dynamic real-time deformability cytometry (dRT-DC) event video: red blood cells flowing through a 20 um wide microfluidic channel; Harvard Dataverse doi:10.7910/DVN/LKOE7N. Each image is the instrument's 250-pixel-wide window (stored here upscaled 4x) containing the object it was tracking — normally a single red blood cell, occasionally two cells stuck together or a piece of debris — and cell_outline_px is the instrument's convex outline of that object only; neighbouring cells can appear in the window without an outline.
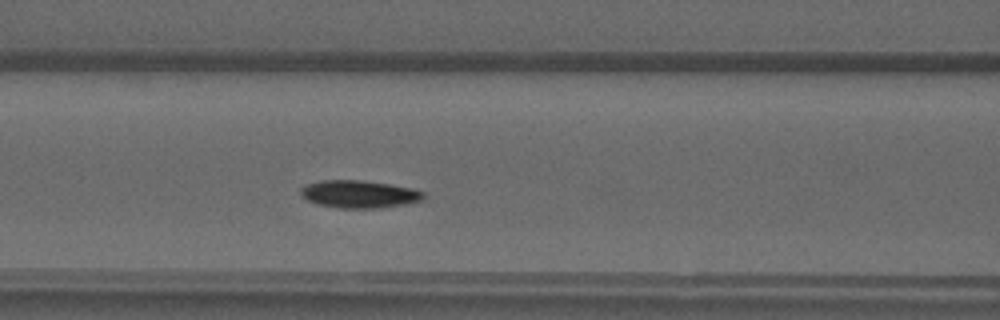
{"species": "common noctule bat (a hibernating species)", "species_latin": "Nyctalus noctula", "temperature_condition": "warm", "stored_images_in_passage": 43, "camera_frame_rate_fps": 3000, "um_per_image_px": 0.085, "animal": {"sex": "male", "forearm_length_mm": 52.5}, "frame": {"image": 1, "passage_image": 14, "time_ms": 4.333, "image_size_px": [1000, 320], "cell_outline_px": [[424, 200], [408, 204], [380, 208], [340, 208], [316, 204], [300, 196], [300, 188], [308, 184], [320, 180], [360, 180], [388, 184], [412, 188], [424, 192]], "centroid_in_image_um": [30.53, 16.51], "position_along_channel_um": 136.1, "area_um2": 19.88}}
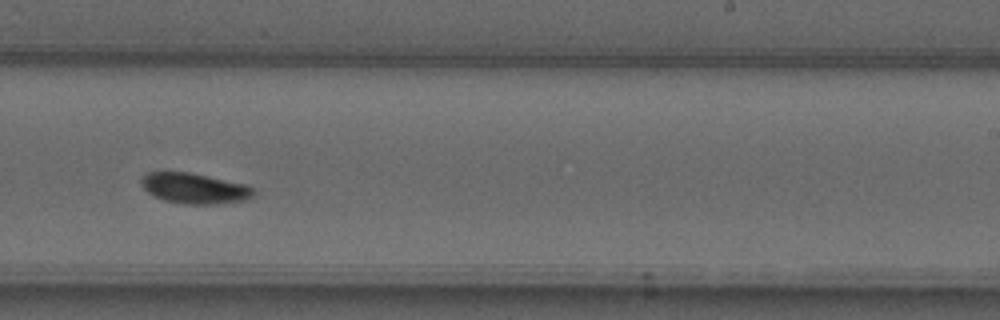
{"frame": {"image": 2, "passage_image": 24, "time_ms": 7.667, "image_size_px": [1000, 320], "cell_outline_px": [[256, 192], [248, 200], [216, 204], [180, 204], [164, 200], [152, 196], [140, 184], [140, 180], [144, 172], [188, 172], [248, 184]], "centroid_in_image_um": [16.52, 16.01], "position_along_channel_um": 272.5, "area_um2": 20.29}}
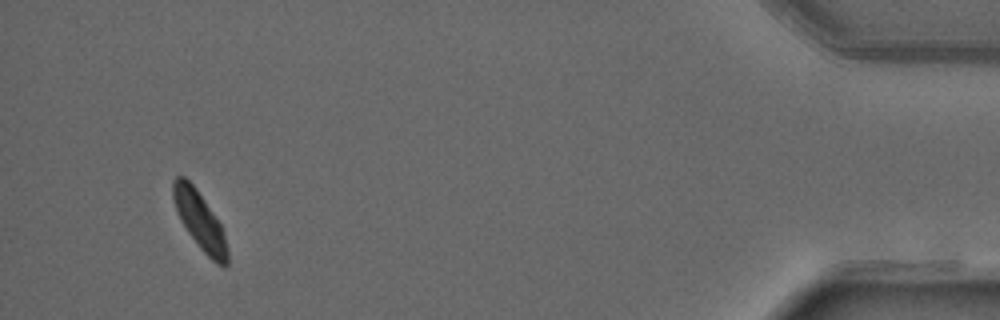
{"frame": {"image": 3, "passage_image": 40, "time_ms": 13.0, "image_size_px": [1000, 320], "cell_outline_px": [[228, 264], [224, 268], [216, 264], [200, 248], [188, 232], [180, 220], [176, 212], [172, 196], [172, 180], [176, 176], [184, 176], [196, 188], [220, 224], [224, 236], [228, 252]], "centroid_in_image_um": [16.95, 18.75], "position_along_channel_um": 418.2, "area_um2": 18.15}}